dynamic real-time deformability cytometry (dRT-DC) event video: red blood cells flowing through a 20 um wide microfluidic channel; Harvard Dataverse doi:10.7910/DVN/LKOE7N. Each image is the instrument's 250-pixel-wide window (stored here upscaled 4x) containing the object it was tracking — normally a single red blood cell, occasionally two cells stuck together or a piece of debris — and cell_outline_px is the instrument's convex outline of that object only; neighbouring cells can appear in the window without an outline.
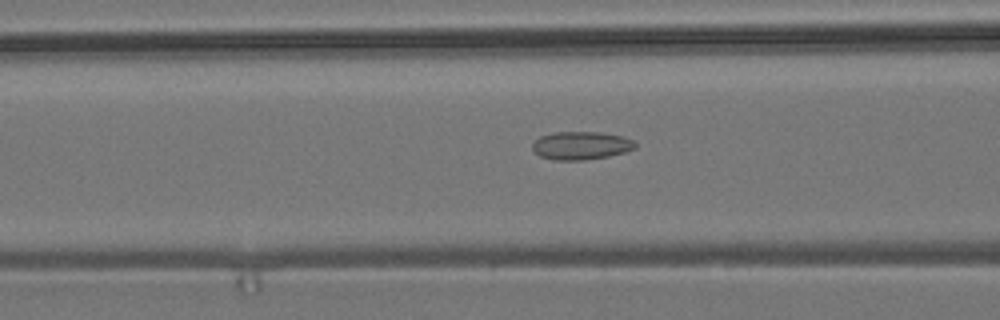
{"species": "common noctule bat (a hibernating species)", "species_latin": "Nyctalus noctula", "temperature_condition": "room temperature", "stored_images_in_passage": 34, "camera_frame_rate_fps": 3000, "um_per_image_px": 0.085, "animal": {"sex": "male", "body_mass_g": 19.2, "forearm_length_mm": 51.8}, "frame": {"image": 1, "passage_image": 8, "time_ms": 2.333, "image_size_px": [1000, 320], "cell_outline_px": [[636, 148], [624, 152], [608, 156], [584, 160], [552, 160], [540, 156], [532, 148], [532, 144], [540, 136], [552, 132], [604, 132], [636, 140]], "centroid_in_image_um": [49.4, 12.36], "position_along_channel_um": 117.2, "area_um2": 16.94}}
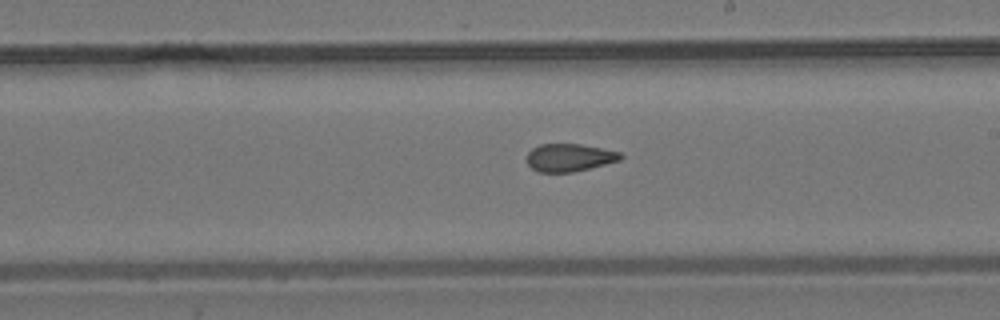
{"frame": {"image": 2, "passage_image": 18, "time_ms": 5.667, "image_size_px": [1000, 320], "cell_outline_px": [[624, 156], [620, 160], [572, 172], [536, 172], [528, 164], [528, 152], [532, 148], [540, 144], [580, 144], [620, 152]], "centroid_in_image_um": [48.38, 13.39], "position_along_channel_um": 240.6, "area_um2": 14.97}}
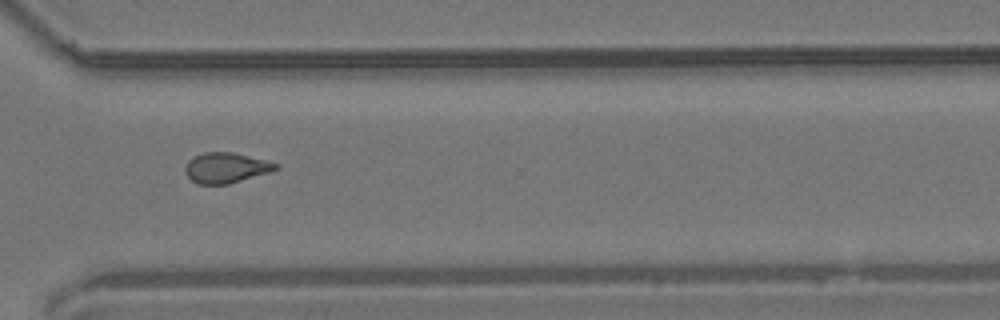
{"frame": {"image": 3, "passage_image": 27, "time_ms": 8.667, "image_size_px": [1000, 320], "cell_outline_px": [[280, 168], [272, 172], [228, 184], [200, 184], [192, 180], [184, 172], [184, 168], [188, 160], [192, 156], [204, 152], [232, 152], [280, 164]], "centroid_in_image_um": [19.21, 14.26], "position_along_channel_um": 351.4, "area_um2": 16.13}, "authors_computed_cell_mechanics": {"area_um2": 15.6927, "velocity_mm_per_s": 3.6995, "shape_relaxation_time_tau1_ms": null, "shape_relaxation_time_tau2_ms": 1.8382, "deformation_change_tau1": null, "deformation_change_tau2": 0.0858}}